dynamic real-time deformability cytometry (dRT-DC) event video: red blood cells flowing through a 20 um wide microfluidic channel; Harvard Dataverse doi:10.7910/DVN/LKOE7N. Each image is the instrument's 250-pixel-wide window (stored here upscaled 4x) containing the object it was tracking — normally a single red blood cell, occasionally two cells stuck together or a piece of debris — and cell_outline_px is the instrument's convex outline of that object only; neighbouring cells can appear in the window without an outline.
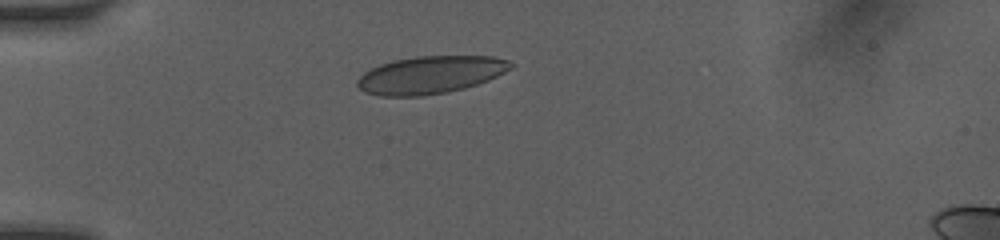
{"species": "human", "species_latin": "Homo sapiens", "temperature_condition": "room temperature", "stored_images_in_passage": 25, "camera_frame_rate_fps": 3000, "um_per_image_px": 0.085, "donor": {"sex": "female"}, "frame": {"image": 1, "passage_image": 1, "time_ms": 0.0, "image_size_px": [1000, 240], "cell_outline_px": [[516, 64], [512, 68], [488, 80], [464, 88], [448, 92], [420, 96], [380, 96], [364, 92], [356, 84], [356, 80], [364, 72], [380, 64], [392, 60], [416, 56], [492, 56], [508, 60]], "centroid_in_image_um": [36.58, 6.36], "position_along_channel_um": 48.4, "area_um2": 33.7}}
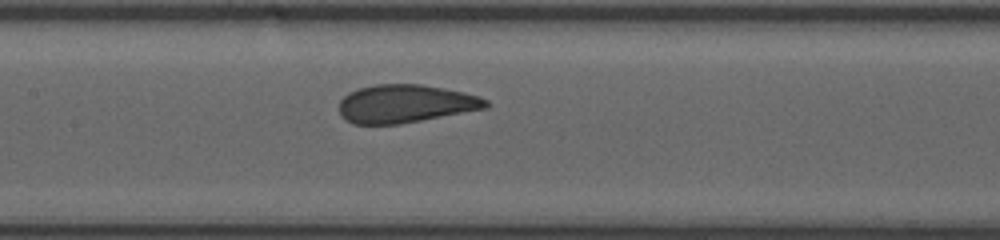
{"frame": {"image": 2, "passage_image": 10, "time_ms": 3.667, "image_size_px": [1000, 240], "cell_outline_px": [[488, 108], [400, 124], [352, 124], [340, 116], [340, 100], [348, 92], [356, 88], [376, 84], [420, 84], [444, 88], [464, 92], [480, 96], [488, 100]], "centroid_in_image_um": [34.45, 8.81], "position_along_channel_um": 172.9, "area_um2": 32.83}}
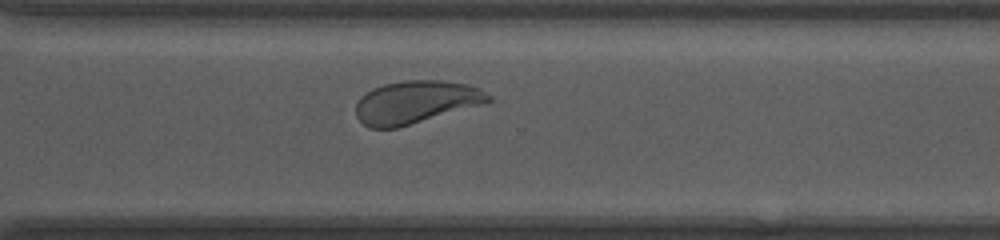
{"frame": {"image": 3, "passage_image": 23, "time_ms": 7.667, "image_size_px": [1000, 240], "cell_outline_px": [[492, 100], [484, 104], [396, 128], [372, 128], [364, 124], [356, 116], [356, 104], [360, 96], [372, 88], [384, 84], [404, 80], [444, 80], [468, 84], [480, 88], [492, 96]], "centroid_in_image_um": [35.36, 8.66], "position_along_channel_um": 335.2, "area_um2": 33.12}}